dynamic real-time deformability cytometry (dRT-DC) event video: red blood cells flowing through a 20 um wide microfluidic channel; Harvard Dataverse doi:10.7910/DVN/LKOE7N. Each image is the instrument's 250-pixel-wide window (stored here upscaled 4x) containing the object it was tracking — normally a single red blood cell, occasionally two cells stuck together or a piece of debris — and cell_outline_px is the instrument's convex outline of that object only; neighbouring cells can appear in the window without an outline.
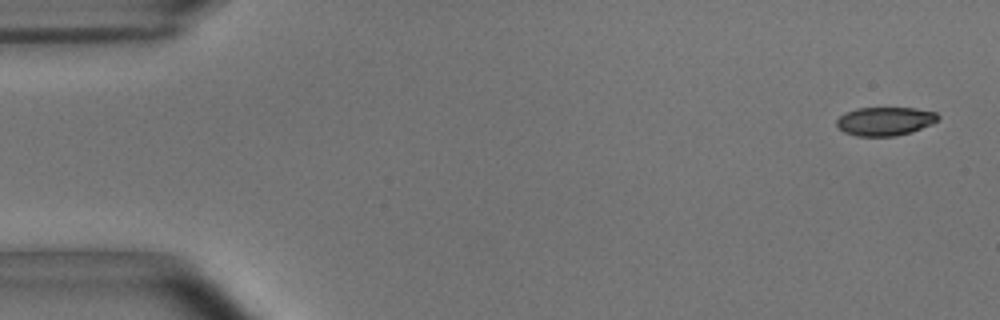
{"species": "common noctule bat (a hibernating species)", "species_latin": "Nyctalus noctula", "temperature_condition": "room temperature", "stored_images_in_passage": 54, "camera_frame_rate_fps": 3000, "um_per_image_px": 0.085, "animal": {"sex": "male", "body_mass_g": 15.6}, "frame": {"image": 1, "passage_image": 2, "time_ms": 0.333, "image_size_px": [1000, 320], "cell_outline_px": [[940, 116], [932, 124], [912, 132], [896, 136], [856, 136], [844, 132], [836, 124], [836, 120], [844, 112], [856, 108], [916, 108], [936, 112]], "centroid_in_image_um": [75.22, 10.3], "position_along_channel_um": 9.8, "area_um2": 16.99}}
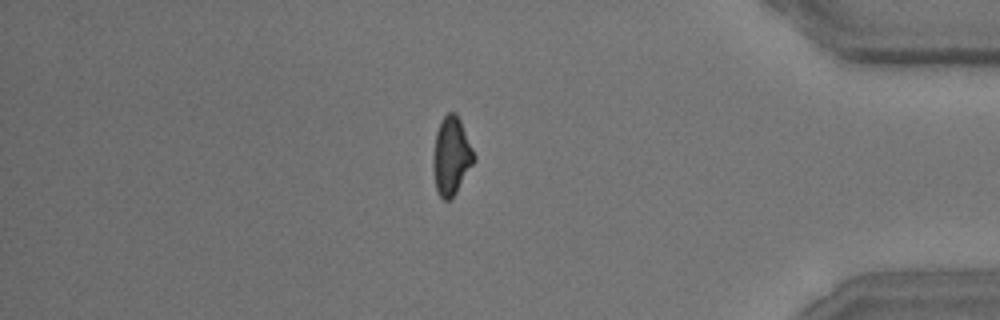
{"frame": {"image": 2, "passage_image": 46, "time_ms": 15.0, "image_size_px": [1000, 320], "cell_outline_px": [[476, 160], [456, 192], [448, 200], [444, 200], [440, 196], [436, 188], [432, 168], [432, 156], [436, 132], [440, 120], [448, 112], [456, 112], [460, 120], [476, 156]], "centroid_in_image_um": [38.35, 13.24], "position_along_channel_um": 396.8, "area_um2": 18.67}}
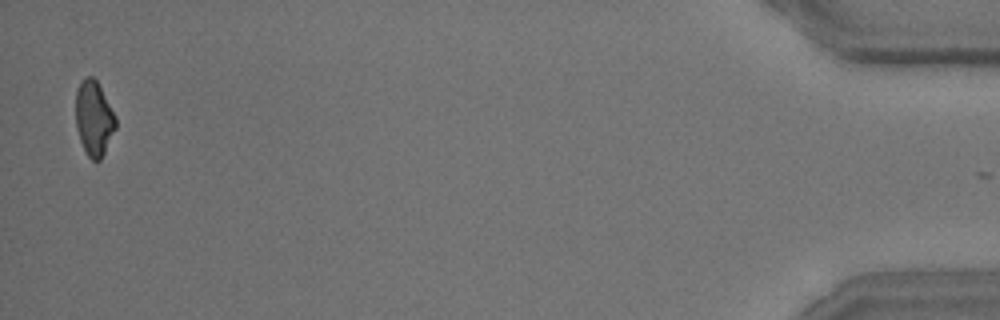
{"frame": {"image": 3, "passage_image": 53, "time_ms": 17.333, "image_size_px": [1000, 320], "cell_outline_px": [[116, 128], [100, 160], [92, 160], [88, 156], [80, 140], [76, 128], [76, 92], [80, 84], [88, 76], [92, 76], [96, 80], [116, 116]], "centroid_in_image_um": [7.99, 10.07], "position_along_channel_um": 427.2, "area_um2": 17.11}, "authors_computed_cell_mechanics": {"area_um2": 18.5538, "velocity_mm_per_s": 3.7005, "shape_relaxation_time_tau1_ms": 4.8509, "shape_relaxation_time_tau2_ms": 3.1654, "deformation_change_tau1": 0.1624, "deformation_change_tau2": 0.0843}}